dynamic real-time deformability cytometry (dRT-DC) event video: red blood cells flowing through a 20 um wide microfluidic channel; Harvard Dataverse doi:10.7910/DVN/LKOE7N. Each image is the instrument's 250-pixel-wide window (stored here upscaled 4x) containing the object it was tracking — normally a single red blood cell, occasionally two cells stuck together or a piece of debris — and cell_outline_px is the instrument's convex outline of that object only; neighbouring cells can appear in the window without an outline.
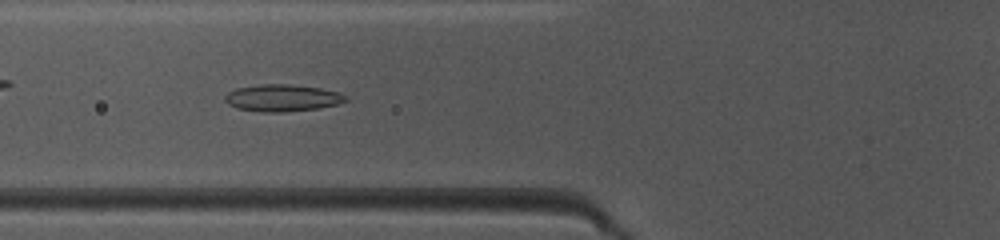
{"species": "common noctule bat (a hibernating species)", "species_latin": "Nyctalus noctula", "temperature_condition": "warm", "stored_images_in_passage": 38, "camera_frame_rate_fps": 3000, "um_per_image_px": 0.085, "animal": {"sex": "female", "body_mass_g": 10.0, "forearm_length_mm": 53.1}, "frame": {"image": 1, "passage_image": 8, "time_ms": 2.333, "image_size_px": [1000, 240], "cell_outline_px": [[348, 100], [336, 104], [320, 108], [284, 112], [260, 112], [236, 108], [228, 104], [224, 100], [224, 96], [228, 92], [236, 88], [260, 84], [288, 84], [320, 88], [340, 92], [348, 96]], "centroid_in_image_um": [23.99, 8.32], "position_along_channel_um": 101.8, "area_um2": 19.13}}
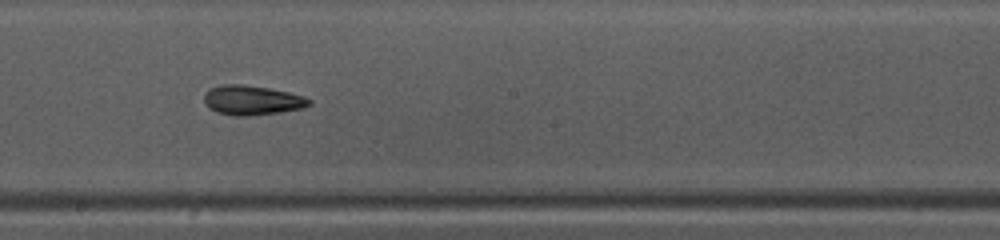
{"frame": {"image": 2, "passage_image": 17, "time_ms": 5.333, "image_size_px": [1000, 240], "cell_outline_px": [[312, 104], [300, 108], [280, 112], [248, 116], [236, 116], [216, 112], [208, 108], [204, 104], [204, 92], [208, 88], [224, 84], [240, 84], [268, 88], [288, 92], [304, 96], [312, 100]], "centroid_in_image_um": [21.38, 8.52], "position_along_channel_um": 226.8, "area_um2": 18.21}}
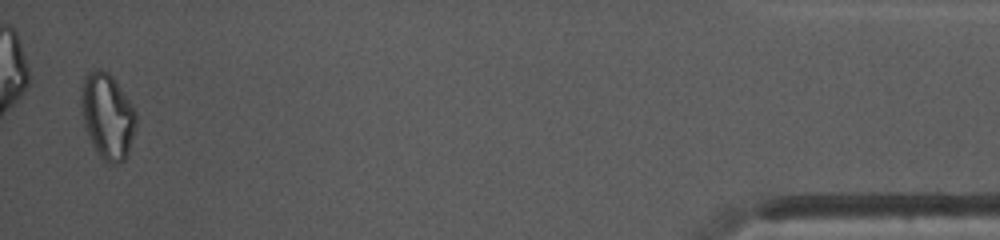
{"frame": {"image": 3, "passage_image": 37, "time_ms": 12.0, "image_size_px": [1000, 240], "cell_outline_px": [[136, 124], [128, 152], [124, 160], [116, 164], [112, 164], [104, 160], [96, 152], [88, 136], [84, 124], [80, 104], [80, 88], [84, 76], [88, 72], [96, 68], [100, 68], [108, 72], [112, 76], [136, 112]], "centroid_in_image_um": [9.09, 9.84], "position_along_channel_um": 426.1, "area_um2": 27.34}, "authors_computed_cell_mechanics": {"area_um2": 18.3804, "velocity_mm_per_s": 4.1447, "shape_relaxation_time_tau1_ms": 8.4866, "shape_relaxation_time_tau2_ms": 7.0655, "deformation_change_tau1": 0.1688, "deformation_change_tau2": 0.1567}}